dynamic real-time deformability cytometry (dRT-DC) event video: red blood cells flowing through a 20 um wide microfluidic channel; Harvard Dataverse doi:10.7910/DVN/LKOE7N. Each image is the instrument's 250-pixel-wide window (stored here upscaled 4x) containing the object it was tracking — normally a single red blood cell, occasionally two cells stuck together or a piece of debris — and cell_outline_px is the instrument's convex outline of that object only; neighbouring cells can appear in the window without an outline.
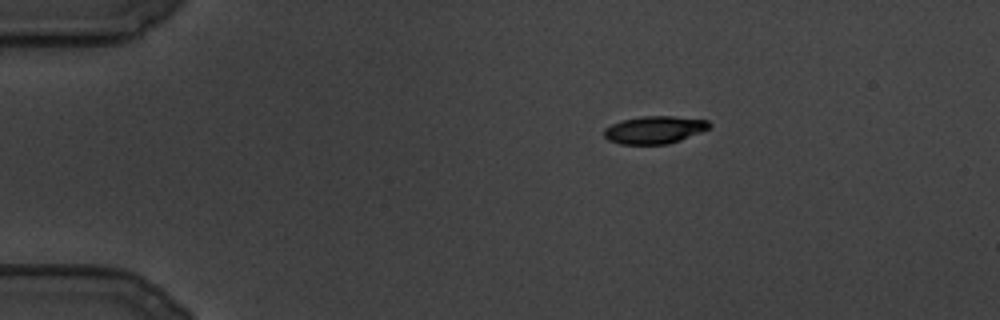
{"species": "common noctule bat (a hibernating species)", "species_latin": "Nyctalus noctula", "temperature_condition": "cold", "stored_images_in_passage": 97, "camera_frame_rate_fps": 3000, "um_per_image_px": 0.085, "animal": {"sex": "male", "body_mass_g": 19.5, "forearm_length_mm": 54.6}, "frame": {"image": 1, "passage_image": 1, "time_ms": 0.0, "image_size_px": [1000, 320], "cell_outline_px": [[712, 124], [708, 128], [700, 132], [680, 140], [668, 144], [620, 144], [608, 140], [604, 136], [604, 128], [620, 120], [644, 116], [672, 116], [708, 120]], "centroid_in_image_um": [55.61, 11.03], "position_along_channel_um": 29.4, "area_um2": 16.88}}
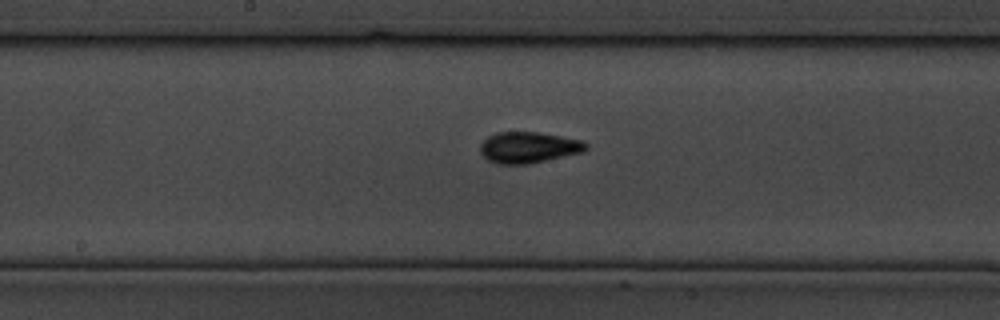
{"frame": {"image": 2, "passage_image": 42, "time_ms": 13.667, "image_size_px": [1000, 320], "cell_outline_px": [[588, 148], [584, 152], [528, 164], [496, 164], [488, 160], [480, 152], [480, 144], [488, 136], [496, 132], [536, 132], [584, 140], [588, 144]], "centroid_in_image_um": [44.94, 12.53], "position_along_channel_um": 203.3, "area_um2": 19.31}}
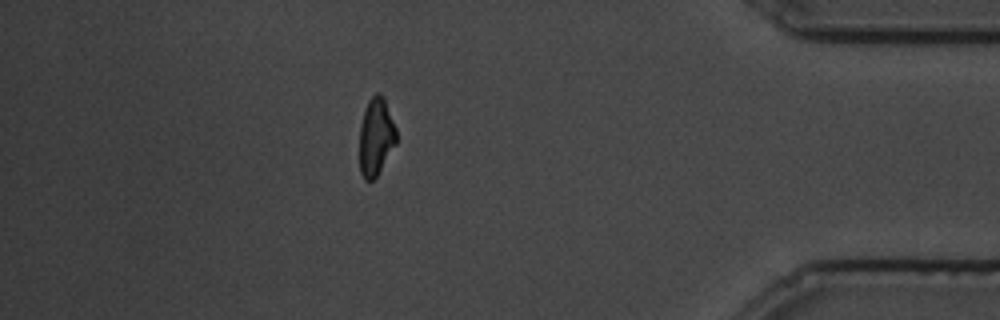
{"frame": {"image": 3, "passage_image": 83, "time_ms": 27.333, "image_size_px": [1000, 320], "cell_outline_px": [[396, 144], [376, 176], [372, 180], [364, 180], [360, 172], [360, 124], [364, 108], [368, 100], [376, 92], [380, 92], [384, 96], [396, 128]], "centroid_in_image_um": [31.95, 11.57], "position_along_channel_um": 403.2, "area_um2": 16.76}}